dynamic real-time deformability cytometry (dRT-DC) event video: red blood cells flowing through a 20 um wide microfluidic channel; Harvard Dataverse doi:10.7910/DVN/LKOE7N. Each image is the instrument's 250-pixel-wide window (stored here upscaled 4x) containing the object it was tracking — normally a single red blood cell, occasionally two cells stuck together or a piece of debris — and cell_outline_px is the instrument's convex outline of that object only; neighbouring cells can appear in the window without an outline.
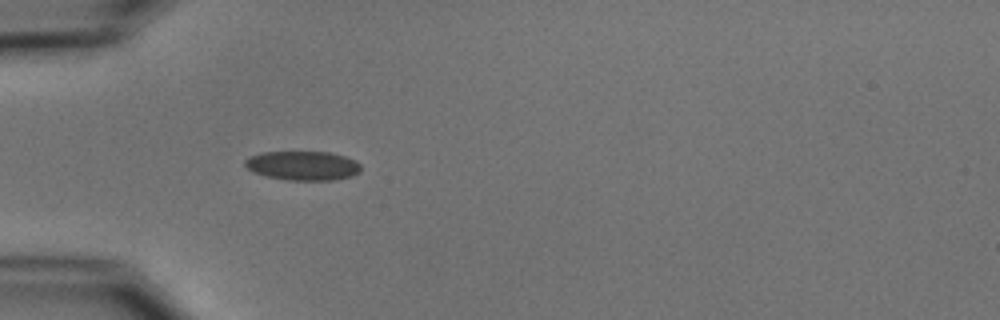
{"species": "common noctule bat (a hibernating species)", "species_latin": "Nyctalus noctula", "temperature_condition": "cold", "stored_images_in_passage": 3, "camera_frame_rate_fps": 3000, "um_per_image_px": 0.085, "animal": {"sex": "male", "body_mass_g": 15.6}, "frame": {"image": 1, "passage_image": 3, "time_ms": 2.333, "image_size_px": [1000, 320], "cell_outline_px": [[360, 172], [352, 176], [336, 180], [288, 180], [268, 176], [252, 172], [244, 164], [244, 160], [248, 156], [260, 152], [328, 152], [344, 156], [356, 160], [360, 164]], "centroid_in_image_um": [25.73, 14.08], "position_along_channel_um": 59.3, "area_um2": 19.83}}